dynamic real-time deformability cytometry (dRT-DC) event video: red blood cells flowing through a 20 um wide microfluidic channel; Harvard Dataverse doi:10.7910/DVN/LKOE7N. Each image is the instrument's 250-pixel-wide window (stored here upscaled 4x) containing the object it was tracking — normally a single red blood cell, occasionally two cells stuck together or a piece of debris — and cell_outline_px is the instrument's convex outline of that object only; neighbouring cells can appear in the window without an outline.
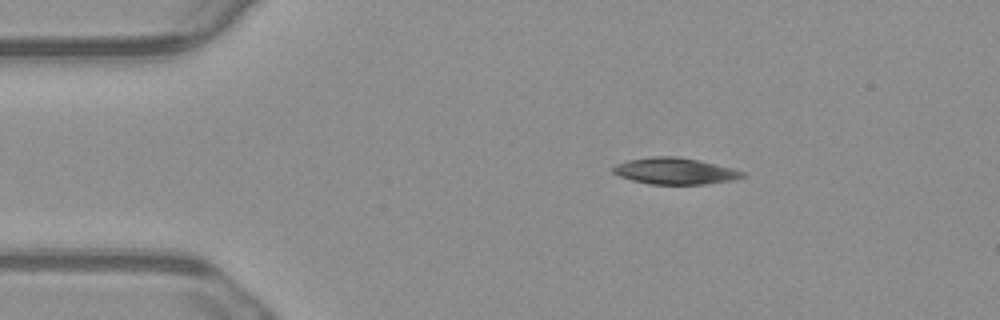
{"species": "common noctule bat (a hibernating species)", "species_latin": "Nyctalus noctula", "temperature_condition": "warm", "stored_images_in_passage": 46, "camera_frame_rate_fps": 3000, "um_per_image_px": 0.085, "animal": {"sex": "male", "body_mass_g": 23.1, "forearm_length_mm": 52.7}, "frame": {"image": 1, "passage_image": 1, "time_ms": 0.0, "image_size_px": [1000, 320], "cell_outline_px": [[748, 176], [736, 180], [704, 184], [648, 184], [632, 180], [620, 176], [612, 172], [612, 168], [616, 164], [628, 160], [652, 156], [680, 156], [700, 160], [732, 168], [744, 172]], "centroid_in_image_um": [57.41, 14.53], "position_along_channel_um": 27.6, "area_um2": 20.17}}
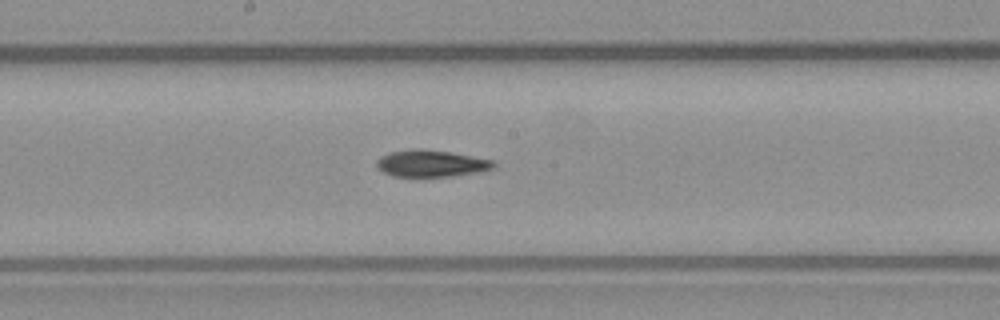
{"frame": {"image": 2, "passage_image": 20, "time_ms": 6.333, "image_size_px": [1000, 320], "cell_outline_px": [[496, 164], [492, 168], [480, 172], [452, 176], [392, 176], [376, 168], [376, 160], [380, 156], [388, 152], [412, 148], [420, 148], [448, 152], [496, 160]], "centroid_in_image_um": [36.62, 13.88], "position_along_channel_um": 211.6, "area_um2": 18.44}}
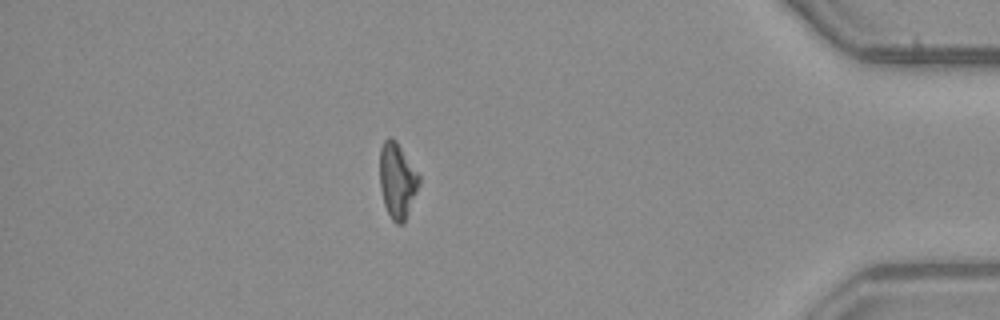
{"frame": {"image": 3, "passage_image": 39, "time_ms": 12.667, "image_size_px": [1000, 320], "cell_outline_px": [[420, 184], [404, 224], [396, 224], [392, 220], [384, 204], [380, 188], [380, 148], [384, 140], [388, 136], [392, 136], [396, 140], [420, 176]], "centroid_in_image_um": [33.77, 15.34], "position_along_channel_um": 401.4, "area_um2": 17.4}, "authors_computed_cell_mechanics": {"area_um2": 18.6694, "velocity_mm_per_s": 3.753, "shape_relaxation_time_tau1_ms": 9.3618, "shape_relaxation_time_tau2_ms": 8.2006, "deformation_change_tau1": 0.2105, "deformation_change_tau2": 0.1804}}